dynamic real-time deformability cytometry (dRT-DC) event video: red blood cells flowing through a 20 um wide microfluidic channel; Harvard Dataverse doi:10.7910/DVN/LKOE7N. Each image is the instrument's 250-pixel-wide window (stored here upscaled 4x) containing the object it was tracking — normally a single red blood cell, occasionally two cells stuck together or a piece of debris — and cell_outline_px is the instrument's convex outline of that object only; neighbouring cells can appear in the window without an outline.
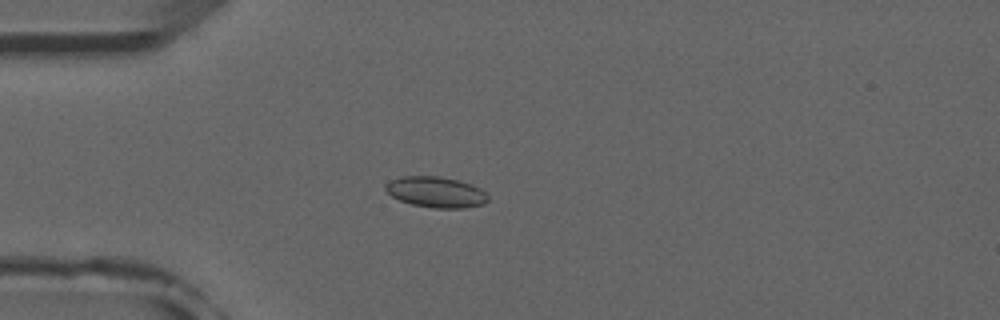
{"species": "common noctule bat (a hibernating species)", "species_latin": "Nyctalus noctula", "temperature_condition": "room temperature", "stored_images_in_passage": 4, "camera_frame_rate_fps": 3000, "um_per_image_px": 0.085, "animal": {"sex": "male", "forearm_length_mm": 52.5}, "frame": {"image": 1, "passage_image": 4, "time_ms": 3.333, "image_size_px": [1000, 320], "cell_outline_px": [[488, 200], [484, 204], [464, 208], [432, 208], [412, 204], [400, 200], [392, 196], [384, 188], [384, 184], [400, 176], [436, 176], [456, 180], [472, 184], [480, 188], [488, 196]], "centroid_in_image_um": [37.05, 16.33], "position_along_channel_um": 47.9, "area_um2": 18.32}}